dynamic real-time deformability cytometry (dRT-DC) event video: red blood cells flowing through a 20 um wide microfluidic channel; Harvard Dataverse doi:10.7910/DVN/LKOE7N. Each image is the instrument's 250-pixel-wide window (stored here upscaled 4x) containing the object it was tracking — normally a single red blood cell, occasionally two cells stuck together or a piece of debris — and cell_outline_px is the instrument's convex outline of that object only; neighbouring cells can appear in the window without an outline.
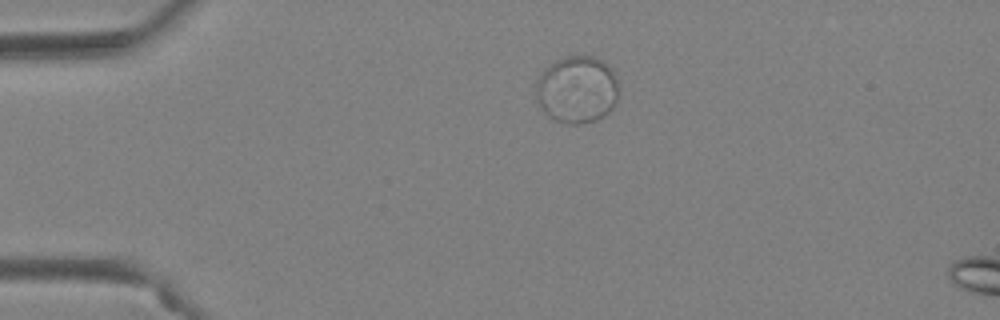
{"species": "Egyptian fruit bat (a non-hibernating species)", "species_latin": "Rousettus aegyptiacus", "temperature_condition": "warm", "stored_images_in_passage": 5, "camera_frame_rate_fps": 3000, "um_per_image_px": 0.085, "animal": {"sex": "female"}, "frame": {"image": 1, "passage_image": 1, "time_ms": 0.0, "image_size_px": [1000, 320], "cell_outline_px": [[616, 100], [612, 108], [604, 116], [596, 120], [580, 124], [568, 124], [556, 120], [548, 116], [536, 100], [536, 80], [540, 72], [548, 64], [564, 56], [592, 56], [604, 60], [612, 68], [616, 80]], "centroid_in_image_um": [49.01, 7.59], "position_along_channel_um": 36.0, "area_um2": 32.66}}